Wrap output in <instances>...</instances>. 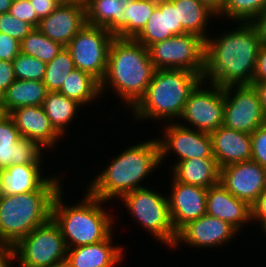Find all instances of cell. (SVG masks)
<instances>
[{"label":"cell","mask_w":266,"mask_h":267,"mask_svg":"<svg viewBox=\"0 0 266 267\" xmlns=\"http://www.w3.org/2000/svg\"><path fill=\"white\" fill-rule=\"evenodd\" d=\"M68 248L59 225L51 217L15 245L18 267H48L66 260Z\"/></svg>","instance_id":"cell-8"},{"label":"cell","mask_w":266,"mask_h":267,"mask_svg":"<svg viewBox=\"0 0 266 267\" xmlns=\"http://www.w3.org/2000/svg\"><path fill=\"white\" fill-rule=\"evenodd\" d=\"M85 25V4H61L48 17L40 20L37 29L66 47Z\"/></svg>","instance_id":"cell-20"},{"label":"cell","mask_w":266,"mask_h":267,"mask_svg":"<svg viewBox=\"0 0 266 267\" xmlns=\"http://www.w3.org/2000/svg\"><path fill=\"white\" fill-rule=\"evenodd\" d=\"M8 114L6 113L3 104L0 102V121L6 117Z\"/></svg>","instance_id":"cell-51"},{"label":"cell","mask_w":266,"mask_h":267,"mask_svg":"<svg viewBox=\"0 0 266 267\" xmlns=\"http://www.w3.org/2000/svg\"><path fill=\"white\" fill-rule=\"evenodd\" d=\"M120 200L139 226L164 244L163 246L173 248L177 232L171 221L166 194L163 195L146 186L125 194Z\"/></svg>","instance_id":"cell-7"},{"label":"cell","mask_w":266,"mask_h":267,"mask_svg":"<svg viewBox=\"0 0 266 267\" xmlns=\"http://www.w3.org/2000/svg\"><path fill=\"white\" fill-rule=\"evenodd\" d=\"M209 85H208V84ZM206 85V86H205ZM224 88L201 80L190 92L178 123L211 134L223 126ZM187 122V124H185Z\"/></svg>","instance_id":"cell-10"},{"label":"cell","mask_w":266,"mask_h":267,"mask_svg":"<svg viewBox=\"0 0 266 267\" xmlns=\"http://www.w3.org/2000/svg\"><path fill=\"white\" fill-rule=\"evenodd\" d=\"M250 24L254 27L261 44H266V6Z\"/></svg>","instance_id":"cell-44"},{"label":"cell","mask_w":266,"mask_h":267,"mask_svg":"<svg viewBox=\"0 0 266 267\" xmlns=\"http://www.w3.org/2000/svg\"><path fill=\"white\" fill-rule=\"evenodd\" d=\"M12 61L0 60V94L15 81Z\"/></svg>","instance_id":"cell-41"},{"label":"cell","mask_w":266,"mask_h":267,"mask_svg":"<svg viewBox=\"0 0 266 267\" xmlns=\"http://www.w3.org/2000/svg\"><path fill=\"white\" fill-rule=\"evenodd\" d=\"M266 0H225L221 13L217 16L222 20L240 23H250L258 16L264 7Z\"/></svg>","instance_id":"cell-33"},{"label":"cell","mask_w":266,"mask_h":267,"mask_svg":"<svg viewBox=\"0 0 266 267\" xmlns=\"http://www.w3.org/2000/svg\"><path fill=\"white\" fill-rule=\"evenodd\" d=\"M21 137L38 143L45 149H57L63 138L51 125L43 106H21L8 113Z\"/></svg>","instance_id":"cell-18"},{"label":"cell","mask_w":266,"mask_h":267,"mask_svg":"<svg viewBox=\"0 0 266 267\" xmlns=\"http://www.w3.org/2000/svg\"><path fill=\"white\" fill-rule=\"evenodd\" d=\"M171 179L167 197L171 221L178 232L188 222L206 214L207 189Z\"/></svg>","instance_id":"cell-17"},{"label":"cell","mask_w":266,"mask_h":267,"mask_svg":"<svg viewBox=\"0 0 266 267\" xmlns=\"http://www.w3.org/2000/svg\"><path fill=\"white\" fill-rule=\"evenodd\" d=\"M48 90L43 81L20 80L15 81L2 93L1 103L8 114L21 106H41Z\"/></svg>","instance_id":"cell-27"},{"label":"cell","mask_w":266,"mask_h":267,"mask_svg":"<svg viewBox=\"0 0 266 267\" xmlns=\"http://www.w3.org/2000/svg\"><path fill=\"white\" fill-rule=\"evenodd\" d=\"M75 69L72 57L66 47L49 62L46 63V71L43 83L48 91L58 92L65 78Z\"/></svg>","instance_id":"cell-34"},{"label":"cell","mask_w":266,"mask_h":267,"mask_svg":"<svg viewBox=\"0 0 266 267\" xmlns=\"http://www.w3.org/2000/svg\"><path fill=\"white\" fill-rule=\"evenodd\" d=\"M42 106L51 125L63 138L68 132V125L73 122V119L78 118L76 117L78 116L77 111L83 108L76 101L55 91H48Z\"/></svg>","instance_id":"cell-29"},{"label":"cell","mask_w":266,"mask_h":267,"mask_svg":"<svg viewBox=\"0 0 266 267\" xmlns=\"http://www.w3.org/2000/svg\"><path fill=\"white\" fill-rule=\"evenodd\" d=\"M177 9L178 24L187 33L197 34L206 40L213 34L207 33L208 23L217 15L198 0H170ZM210 18V19H209ZM207 30V31H206ZM208 34V35H207Z\"/></svg>","instance_id":"cell-28"},{"label":"cell","mask_w":266,"mask_h":267,"mask_svg":"<svg viewBox=\"0 0 266 267\" xmlns=\"http://www.w3.org/2000/svg\"><path fill=\"white\" fill-rule=\"evenodd\" d=\"M155 70H189L203 76L205 71V40L197 34L174 35L149 48Z\"/></svg>","instance_id":"cell-9"},{"label":"cell","mask_w":266,"mask_h":267,"mask_svg":"<svg viewBox=\"0 0 266 267\" xmlns=\"http://www.w3.org/2000/svg\"><path fill=\"white\" fill-rule=\"evenodd\" d=\"M251 221L258 222L260 229L266 227V189L258 196L251 205Z\"/></svg>","instance_id":"cell-40"},{"label":"cell","mask_w":266,"mask_h":267,"mask_svg":"<svg viewBox=\"0 0 266 267\" xmlns=\"http://www.w3.org/2000/svg\"><path fill=\"white\" fill-rule=\"evenodd\" d=\"M154 72L146 47L135 39L115 37L109 47L106 74L100 82L101 95L112 88L125 109L131 110L144 96Z\"/></svg>","instance_id":"cell-3"},{"label":"cell","mask_w":266,"mask_h":267,"mask_svg":"<svg viewBox=\"0 0 266 267\" xmlns=\"http://www.w3.org/2000/svg\"><path fill=\"white\" fill-rule=\"evenodd\" d=\"M170 176L181 183L208 189L220 182V168L215 158L174 161Z\"/></svg>","instance_id":"cell-25"},{"label":"cell","mask_w":266,"mask_h":267,"mask_svg":"<svg viewBox=\"0 0 266 267\" xmlns=\"http://www.w3.org/2000/svg\"><path fill=\"white\" fill-rule=\"evenodd\" d=\"M166 125V126H165ZM163 126L162 136L158 137L160 147V162L175 153L177 161L192 158H214L212 141L209 133L201 132L180 125L177 122H168Z\"/></svg>","instance_id":"cell-13"},{"label":"cell","mask_w":266,"mask_h":267,"mask_svg":"<svg viewBox=\"0 0 266 267\" xmlns=\"http://www.w3.org/2000/svg\"><path fill=\"white\" fill-rule=\"evenodd\" d=\"M161 166L160 147L157 137L132 144L119 155L110 159L106 168L97 175L86 190L100 200L109 202L122 198L138 188L149 174Z\"/></svg>","instance_id":"cell-2"},{"label":"cell","mask_w":266,"mask_h":267,"mask_svg":"<svg viewBox=\"0 0 266 267\" xmlns=\"http://www.w3.org/2000/svg\"><path fill=\"white\" fill-rule=\"evenodd\" d=\"M210 10H212L217 16L221 13L225 0H198Z\"/></svg>","instance_id":"cell-47"},{"label":"cell","mask_w":266,"mask_h":267,"mask_svg":"<svg viewBox=\"0 0 266 267\" xmlns=\"http://www.w3.org/2000/svg\"><path fill=\"white\" fill-rule=\"evenodd\" d=\"M251 160L266 169V123L251 134Z\"/></svg>","instance_id":"cell-37"},{"label":"cell","mask_w":266,"mask_h":267,"mask_svg":"<svg viewBox=\"0 0 266 267\" xmlns=\"http://www.w3.org/2000/svg\"><path fill=\"white\" fill-rule=\"evenodd\" d=\"M57 175L38 191L0 197V243L16 245L52 217L54 197L63 185Z\"/></svg>","instance_id":"cell-6"},{"label":"cell","mask_w":266,"mask_h":267,"mask_svg":"<svg viewBox=\"0 0 266 267\" xmlns=\"http://www.w3.org/2000/svg\"><path fill=\"white\" fill-rule=\"evenodd\" d=\"M114 38L104 27L86 24L66 46L75 68L101 82L106 74L109 47Z\"/></svg>","instance_id":"cell-11"},{"label":"cell","mask_w":266,"mask_h":267,"mask_svg":"<svg viewBox=\"0 0 266 267\" xmlns=\"http://www.w3.org/2000/svg\"><path fill=\"white\" fill-rule=\"evenodd\" d=\"M48 267H69V264L68 262L65 260L63 262H60V263H56V264H53V265H50Z\"/></svg>","instance_id":"cell-50"},{"label":"cell","mask_w":266,"mask_h":267,"mask_svg":"<svg viewBox=\"0 0 266 267\" xmlns=\"http://www.w3.org/2000/svg\"><path fill=\"white\" fill-rule=\"evenodd\" d=\"M184 33L187 32L178 24L177 9L173 3L170 0H158L152 16L135 40L148 49L154 43Z\"/></svg>","instance_id":"cell-23"},{"label":"cell","mask_w":266,"mask_h":267,"mask_svg":"<svg viewBox=\"0 0 266 267\" xmlns=\"http://www.w3.org/2000/svg\"><path fill=\"white\" fill-rule=\"evenodd\" d=\"M43 150L35 141L21 137L8 115L0 121V170L17 164H44Z\"/></svg>","instance_id":"cell-16"},{"label":"cell","mask_w":266,"mask_h":267,"mask_svg":"<svg viewBox=\"0 0 266 267\" xmlns=\"http://www.w3.org/2000/svg\"><path fill=\"white\" fill-rule=\"evenodd\" d=\"M15 245L0 243V267L12 266L15 260Z\"/></svg>","instance_id":"cell-45"},{"label":"cell","mask_w":266,"mask_h":267,"mask_svg":"<svg viewBox=\"0 0 266 267\" xmlns=\"http://www.w3.org/2000/svg\"><path fill=\"white\" fill-rule=\"evenodd\" d=\"M131 0H86V24L104 27L114 37L125 39L123 11Z\"/></svg>","instance_id":"cell-24"},{"label":"cell","mask_w":266,"mask_h":267,"mask_svg":"<svg viewBox=\"0 0 266 267\" xmlns=\"http://www.w3.org/2000/svg\"><path fill=\"white\" fill-rule=\"evenodd\" d=\"M41 164H17L1 169L2 195L38 191L52 176H43Z\"/></svg>","instance_id":"cell-26"},{"label":"cell","mask_w":266,"mask_h":267,"mask_svg":"<svg viewBox=\"0 0 266 267\" xmlns=\"http://www.w3.org/2000/svg\"><path fill=\"white\" fill-rule=\"evenodd\" d=\"M210 137L219 168L251 160V134L220 126Z\"/></svg>","instance_id":"cell-21"},{"label":"cell","mask_w":266,"mask_h":267,"mask_svg":"<svg viewBox=\"0 0 266 267\" xmlns=\"http://www.w3.org/2000/svg\"><path fill=\"white\" fill-rule=\"evenodd\" d=\"M8 13L19 20L29 23L34 28L39 26L40 19L37 17L29 0H13Z\"/></svg>","instance_id":"cell-38"},{"label":"cell","mask_w":266,"mask_h":267,"mask_svg":"<svg viewBox=\"0 0 266 267\" xmlns=\"http://www.w3.org/2000/svg\"><path fill=\"white\" fill-rule=\"evenodd\" d=\"M252 81H266V44H261L258 51Z\"/></svg>","instance_id":"cell-43"},{"label":"cell","mask_w":266,"mask_h":267,"mask_svg":"<svg viewBox=\"0 0 266 267\" xmlns=\"http://www.w3.org/2000/svg\"><path fill=\"white\" fill-rule=\"evenodd\" d=\"M266 123V115L252 85L224 87L223 126L252 134Z\"/></svg>","instance_id":"cell-12"},{"label":"cell","mask_w":266,"mask_h":267,"mask_svg":"<svg viewBox=\"0 0 266 267\" xmlns=\"http://www.w3.org/2000/svg\"><path fill=\"white\" fill-rule=\"evenodd\" d=\"M31 5L34 7V11L37 17L41 20L42 18L48 17L55 9H57L61 3L58 0H29Z\"/></svg>","instance_id":"cell-42"},{"label":"cell","mask_w":266,"mask_h":267,"mask_svg":"<svg viewBox=\"0 0 266 267\" xmlns=\"http://www.w3.org/2000/svg\"><path fill=\"white\" fill-rule=\"evenodd\" d=\"M58 92L76 101L82 107L102 97L100 82L91 74L76 68L65 78Z\"/></svg>","instance_id":"cell-30"},{"label":"cell","mask_w":266,"mask_h":267,"mask_svg":"<svg viewBox=\"0 0 266 267\" xmlns=\"http://www.w3.org/2000/svg\"><path fill=\"white\" fill-rule=\"evenodd\" d=\"M113 233L95 244L68 248L66 261L69 267H115L125 256L122 245H114ZM121 262V263H120Z\"/></svg>","instance_id":"cell-22"},{"label":"cell","mask_w":266,"mask_h":267,"mask_svg":"<svg viewBox=\"0 0 266 267\" xmlns=\"http://www.w3.org/2000/svg\"><path fill=\"white\" fill-rule=\"evenodd\" d=\"M251 85L256 90L261 108L266 115V81H252Z\"/></svg>","instance_id":"cell-46"},{"label":"cell","mask_w":266,"mask_h":267,"mask_svg":"<svg viewBox=\"0 0 266 267\" xmlns=\"http://www.w3.org/2000/svg\"><path fill=\"white\" fill-rule=\"evenodd\" d=\"M206 214L226 221L239 233L244 225L252 224L251 206L232 195L221 182L207 189Z\"/></svg>","instance_id":"cell-19"},{"label":"cell","mask_w":266,"mask_h":267,"mask_svg":"<svg viewBox=\"0 0 266 267\" xmlns=\"http://www.w3.org/2000/svg\"><path fill=\"white\" fill-rule=\"evenodd\" d=\"M261 231H263L262 233L266 236V227H264Z\"/></svg>","instance_id":"cell-53"},{"label":"cell","mask_w":266,"mask_h":267,"mask_svg":"<svg viewBox=\"0 0 266 267\" xmlns=\"http://www.w3.org/2000/svg\"><path fill=\"white\" fill-rule=\"evenodd\" d=\"M12 63L16 79L43 81L46 71L45 62L20 52Z\"/></svg>","instance_id":"cell-35"},{"label":"cell","mask_w":266,"mask_h":267,"mask_svg":"<svg viewBox=\"0 0 266 267\" xmlns=\"http://www.w3.org/2000/svg\"><path fill=\"white\" fill-rule=\"evenodd\" d=\"M2 196V184H1V174H0V197Z\"/></svg>","instance_id":"cell-52"},{"label":"cell","mask_w":266,"mask_h":267,"mask_svg":"<svg viewBox=\"0 0 266 267\" xmlns=\"http://www.w3.org/2000/svg\"><path fill=\"white\" fill-rule=\"evenodd\" d=\"M220 182L251 206L266 189V169L253 160L231 164L220 168Z\"/></svg>","instance_id":"cell-15"},{"label":"cell","mask_w":266,"mask_h":267,"mask_svg":"<svg viewBox=\"0 0 266 267\" xmlns=\"http://www.w3.org/2000/svg\"><path fill=\"white\" fill-rule=\"evenodd\" d=\"M238 235L241 234L226 221L205 214L197 220L188 222L177 232L172 250L180 247L181 243L199 250L218 248L221 245L224 248V245L231 243Z\"/></svg>","instance_id":"cell-14"},{"label":"cell","mask_w":266,"mask_h":267,"mask_svg":"<svg viewBox=\"0 0 266 267\" xmlns=\"http://www.w3.org/2000/svg\"><path fill=\"white\" fill-rule=\"evenodd\" d=\"M158 0H131L123 11L125 39H135L145 28L157 7Z\"/></svg>","instance_id":"cell-31"},{"label":"cell","mask_w":266,"mask_h":267,"mask_svg":"<svg viewBox=\"0 0 266 267\" xmlns=\"http://www.w3.org/2000/svg\"><path fill=\"white\" fill-rule=\"evenodd\" d=\"M13 0H0V15L8 13Z\"/></svg>","instance_id":"cell-48"},{"label":"cell","mask_w":266,"mask_h":267,"mask_svg":"<svg viewBox=\"0 0 266 267\" xmlns=\"http://www.w3.org/2000/svg\"><path fill=\"white\" fill-rule=\"evenodd\" d=\"M238 27L205 40L202 80L223 88L251 85L261 43L250 23L240 22Z\"/></svg>","instance_id":"cell-1"},{"label":"cell","mask_w":266,"mask_h":267,"mask_svg":"<svg viewBox=\"0 0 266 267\" xmlns=\"http://www.w3.org/2000/svg\"><path fill=\"white\" fill-rule=\"evenodd\" d=\"M61 4H85L86 0H58Z\"/></svg>","instance_id":"cell-49"},{"label":"cell","mask_w":266,"mask_h":267,"mask_svg":"<svg viewBox=\"0 0 266 267\" xmlns=\"http://www.w3.org/2000/svg\"><path fill=\"white\" fill-rule=\"evenodd\" d=\"M20 47L18 40L0 32V60L12 61L20 53Z\"/></svg>","instance_id":"cell-39"},{"label":"cell","mask_w":266,"mask_h":267,"mask_svg":"<svg viewBox=\"0 0 266 267\" xmlns=\"http://www.w3.org/2000/svg\"><path fill=\"white\" fill-rule=\"evenodd\" d=\"M35 28L29 23L15 18L9 13L0 15V32L21 42Z\"/></svg>","instance_id":"cell-36"},{"label":"cell","mask_w":266,"mask_h":267,"mask_svg":"<svg viewBox=\"0 0 266 267\" xmlns=\"http://www.w3.org/2000/svg\"><path fill=\"white\" fill-rule=\"evenodd\" d=\"M201 80L200 74L189 70H155L144 96L131 109L132 120L179 121L190 92Z\"/></svg>","instance_id":"cell-5"},{"label":"cell","mask_w":266,"mask_h":267,"mask_svg":"<svg viewBox=\"0 0 266 267\" xmlns=\"http://www.w3.org/2000/svg\"><path fill=\"white\" fill-rule=\"evenodd\" d=\"M20 52L49 63L63 46L48 38L39 29L32 30L21 42Z\"/></svg>","instance_id":"cell-32"},{"label":"cell","mask_w":266,"mask_h":267,"mask_svg":"<svg viewBox=\"0 0 266 267\" xmlns=\"http://www.w3.org/2000/svg\"><path fill=\"white\" fill-rule=\"evenodd\" d=\"M63 189L64 187H61L54 197L52 218L59 225L67 248L105 240L114 231V221L117 220L110 210L102 207L106 202L87 191L83 194V200L77 204L66 205Z\"/></svg>","instance_id":"cell-4"}]
</instances>
